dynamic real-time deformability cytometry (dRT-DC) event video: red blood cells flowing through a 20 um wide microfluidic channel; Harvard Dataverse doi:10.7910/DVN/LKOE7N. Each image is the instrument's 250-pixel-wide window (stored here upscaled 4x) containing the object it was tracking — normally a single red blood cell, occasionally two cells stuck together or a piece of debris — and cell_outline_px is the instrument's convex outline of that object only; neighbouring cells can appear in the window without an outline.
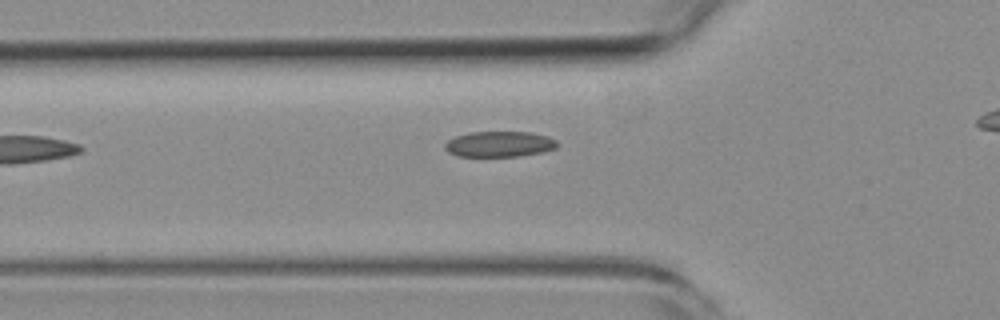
{"species": "common noctule bat (a hibernating species)", "species_latin": "Nyctalus noctula", "temperature_condition": "room temperature", "stored_images_in_passage": 5, "segment_of_instrument_passage": [1, 2], "camera_frame_rate_fps": 3000, "um_per_image_px": 0.085, "animal": {"sex": "female", "body_mass_g": 19.3, "forearm_length_mm": 54.1}, "frame": {"image": 1, "passage_image": 4, "time_ms": 3.667, "image_size_px": [1000, 320], "cell_outline_px": [[560, 144], [556, 148], [544, 152], [520, 156], [456, 156], [448, 152], [444, 148], [444, 144], [448, 140], [456, 136], [468, 132], [528, 132], [548, 136], [556, 140]], "centroid_in_image_um": [42.46, 12.25], "position_along_channel_um": 83.3, "area_um2": 16.94}}